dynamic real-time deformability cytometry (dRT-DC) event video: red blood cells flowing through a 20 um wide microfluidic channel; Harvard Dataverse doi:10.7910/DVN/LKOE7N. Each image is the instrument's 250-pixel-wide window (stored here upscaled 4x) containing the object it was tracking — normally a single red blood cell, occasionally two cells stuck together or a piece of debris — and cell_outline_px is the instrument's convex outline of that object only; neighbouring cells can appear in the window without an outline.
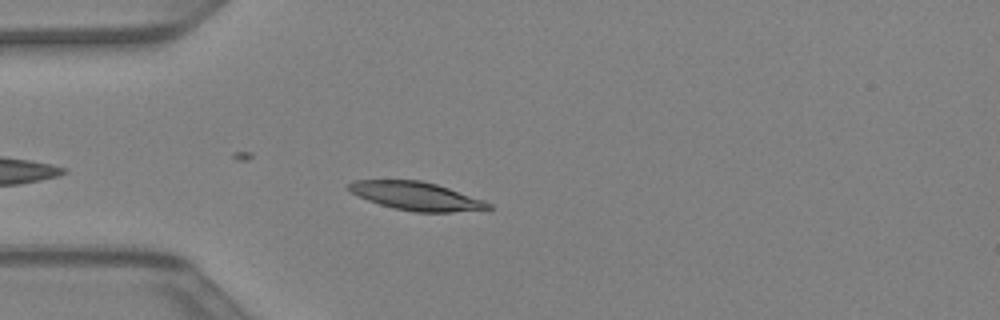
{"species": "Egyptian fruit bat (a non-hibernating species)", "species_latin": "Rousettus aegyptiacus", "temperature_condition": "warm", "stored_images_in_passage": 34, "camera_frame_rate_fps": 3000, "um_per_image_px": 0.085, "animal": {"sex": "female"}, "frame": {"image": 1, "passage_image": 5, "time_ms": 1.333, "image_size_px": [1000, 320], "cell_outline_px": [[492, 208], [452, 212], [416, 212], [396, 208], [380, 204], [368, 200], [352, 192], [348, 188], [348, 184], [352, 180], [420, 180], [436, 184], [484, 200], [492, 204]], "centroid_in_image_um": [35.39, 16.66], "position_along_channel_um": 49.6, "area_um2": 22.66}}
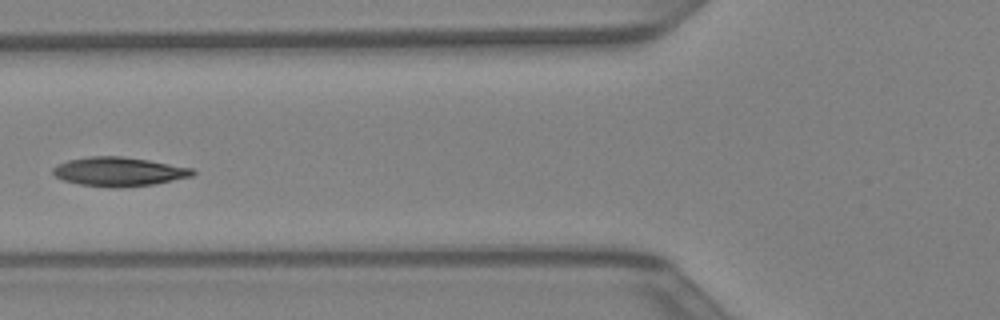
{"frame": {"image": 2, "passage_image": 10, "time_ms": 3.0, "image_size_px": [1000, 320], "cell_outline_px": [[196, 172], [192, 176], [152, 184], [120, 188], [108, 188], [80, 184], [64, 180], [56, 176], [52, 172], [52, 168], [56, 164], [68, 160], [88, 156], [120, 156], [148, 160], [192, 168]], "centroid_in_image_um": [10.06, 14.59], "position_along_channel_um": 115.7, "area_um2": 23.58}}
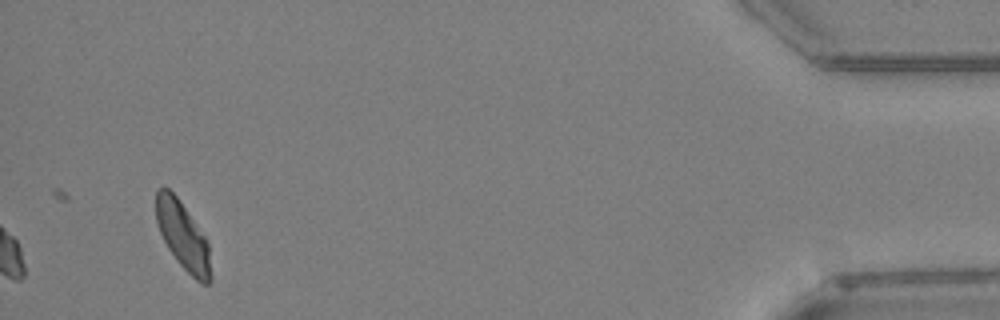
{"frame": {"image": 3, "passage_image": 34, "time_ms": 11.0, "image_size_px": [1000, 320], "cell_outline_px": [[212, 280], [208, 284], [204, 284], [196, 280], [176, 260], [168, 248], [160, 232], [156, 220], [156, 188], [168, 188], [176, 196], [204, 236], [208, 244], [212, 276]], "centroid_in_image_um": [15.54, 20.07], "position_along_channel_um": 419.7, "area_um2": 21.21}}